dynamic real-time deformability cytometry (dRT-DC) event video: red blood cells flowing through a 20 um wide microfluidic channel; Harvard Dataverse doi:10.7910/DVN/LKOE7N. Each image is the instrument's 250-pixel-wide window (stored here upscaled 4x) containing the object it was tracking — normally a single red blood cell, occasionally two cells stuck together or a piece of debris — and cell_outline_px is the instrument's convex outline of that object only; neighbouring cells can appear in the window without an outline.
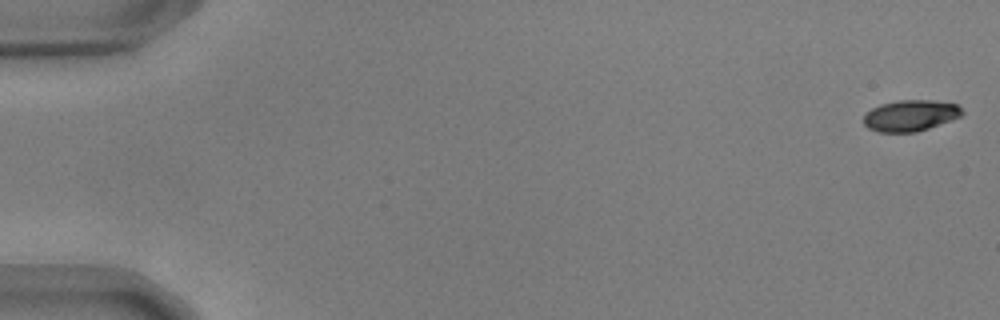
{"species": "common noctule bat (a hibernating species)", "species_latin": "Nyctalus noctula", "temperature_condition": "warm", "stored_images_in_passage": 55, "camera_frame_rate_fps": 3000, "um_per_image_px": 0.085, "animal": {"sex": "male", "body_mass_g": 17.9, "forearm_length_mm": 54.2}, "frame": {"image": 1, "passage_image": 1, "time_ms": 0.0, "image_size_px": [1000, 320], "cell_outline_px": [[964, 112], [960, 116], [952, 120], [916, 132], [880, 132], [868, 128], [864, 124], [864, 116], [872, 108], [880, 104], [896, 100], [932, 100], [956, 104]], "centroid_in_image_um": [77.38, 9.82], "position_along_channel_um": 7.6, "area_um2": 17.8}}
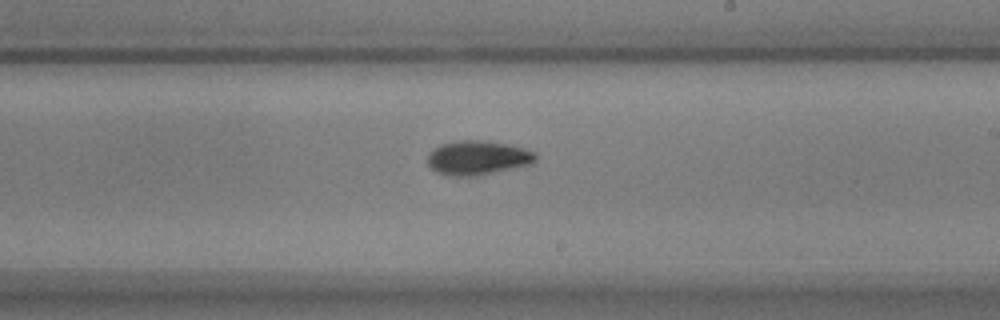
{"frame": {"image": 2, "passage_image": 33, "time_ms": 10.667, "image_size_px": [1000, 320], "cell_outline_px": [[536, 160], [532, 164], [476, 176], [452, 176], [436, 172], [428, 164], [428, 152], [432, 148], [440, 144], [456, 140], [488, 140], [512, 144], [536, 152]], "centroid_in_image_um": [40.61, 13.39], "position_along_channel_um": 248.4, "area_um2": 21.96}}
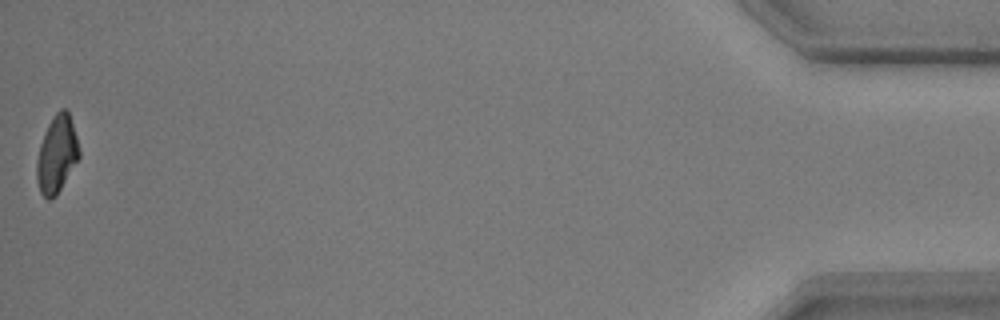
{"frame": {"image": 3, "passage_image": 55, "time_ms": 18.0, "image_size_px": [1000, 320], "cell_outline_px": [[80, 156], [56, 196], [52, 200], [48, 200], [40, 192], [36, 180], [36, 160], [40, 144], [44, 132], [48, 124], [56, 112], [60, 108], [64, 108], [68, 112], [76, 136], [80, 152]], "centroid_in_image_um": [4.8, 13.14], "position_along_channel_um": 430.4, "area_um2": 19.02}, "authors_computed_cell_mechanics": {"area_um2": 19.8254, "velocity_mm_per_s": 3.6968, "shape_relaxation_time_tau1_ms": 3.0467, "shape_relaxation_time_tau2_ms": 5.0685, "deformation_change_tau1": 0.1379, "deformation_change_tau2": 0.1014}}